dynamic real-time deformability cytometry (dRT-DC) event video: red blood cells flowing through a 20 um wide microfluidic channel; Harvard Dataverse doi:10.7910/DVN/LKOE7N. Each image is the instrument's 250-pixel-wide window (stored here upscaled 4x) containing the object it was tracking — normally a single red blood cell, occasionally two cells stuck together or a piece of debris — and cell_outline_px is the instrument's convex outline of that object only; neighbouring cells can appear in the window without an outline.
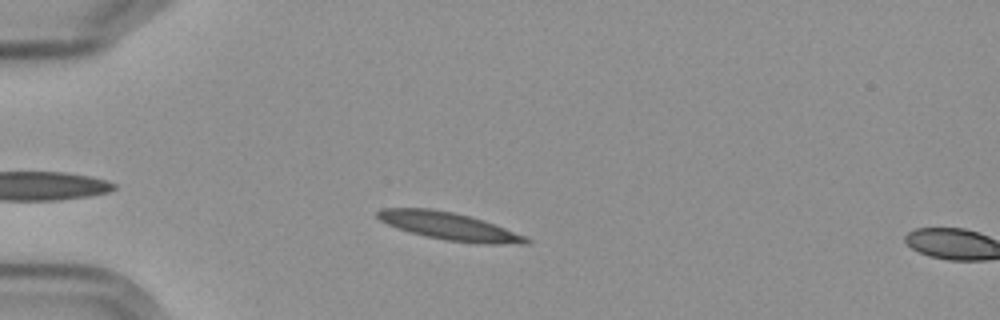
{"species": "Egyptian fruit bat (a non-hibernating species)", "species_latin": "Rousettus aegyptiacus", "temperature_condition": "cold", "stored_images_in_passage": 2, "camera_frame_rate_fps": 3000, "um_per_image_px": 0.085, "frame": {"image": 1, "passage_image": 1, "time_ms": 0.0, "image_size_px": [1000, 320], "cell_outline_px": [[532, 240], [528, 244], [476, 244], [448, 240], [424, 236], [408, 232], [388, 224], [380, 220], [376, 216], [376, 212], [380, 208], [428, 208], [452, 212], [468, 216], [504, 228], [524, 236]], "centroid_in_image_um": [38.14, 19.24], "position_along_channel_um": 46.9, "area_um2": 23.64}}